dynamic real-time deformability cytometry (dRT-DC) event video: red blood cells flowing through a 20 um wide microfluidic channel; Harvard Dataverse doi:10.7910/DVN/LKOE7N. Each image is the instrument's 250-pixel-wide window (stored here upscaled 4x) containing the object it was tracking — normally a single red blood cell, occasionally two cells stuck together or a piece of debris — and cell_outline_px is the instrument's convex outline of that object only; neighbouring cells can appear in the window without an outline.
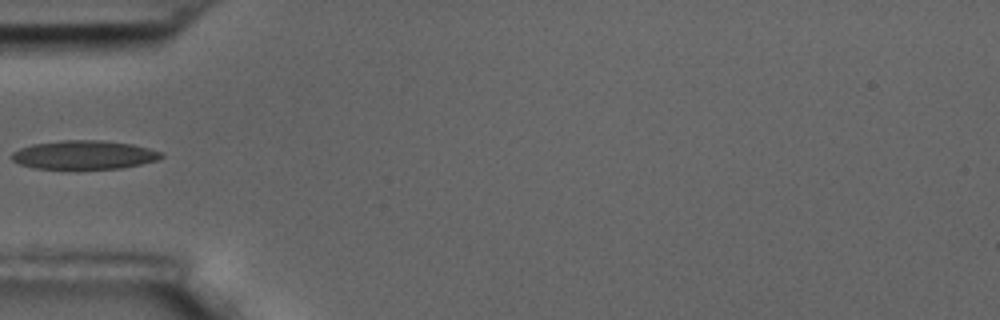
{"species": "common noctule bat (a hibernating species)", "species_latin": "Nyctalus noctula", "temperature_condition": "room temperature", "stored_images_in_passage": 39, "camera_frame_rate_fps": 3000, "um_per_image_px": 0.085, "animal": {"sex": "male", "body_mass_g": 17.5, "forearm_length_mm": 52.3}, "frame": {"image": 1, "passage_image": 1, "time_ms": 0.0, "image_size_px": [1000, 320], "cell_outline_px": [[164, 156], [156, 160], [140, 164], [120, 168], [32, 168], [20, 164], [12, 160], [12, 152], [20, 148], [32, 144], [60, 140], [100, 140], [132, 144], [164, 152]], "centroid_in_image_um": [7.14, 13.15], "position_along_channel_um": 77.9, "area_um2": 24.85}}
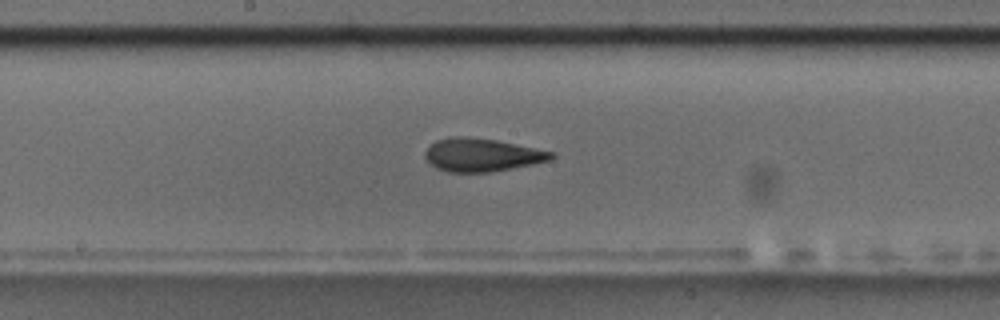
{"frame": {"image": 2, "passage_image": 12, "time_ms": 3.667, "image_size_px": [1000, 320], "cell_outline_px": [[556, 156], [552, 160], [532, 164], [488, 172], [448, 172], [436, 168], [424, 156], [424, 152], [436, 140], [452, 136], [464, 136], [496, 140], [556, 152]], "centroid_in_image_um": [40.98, 13.16], "position_along_channel_um": 207.2, "area_um2": 24.28}}
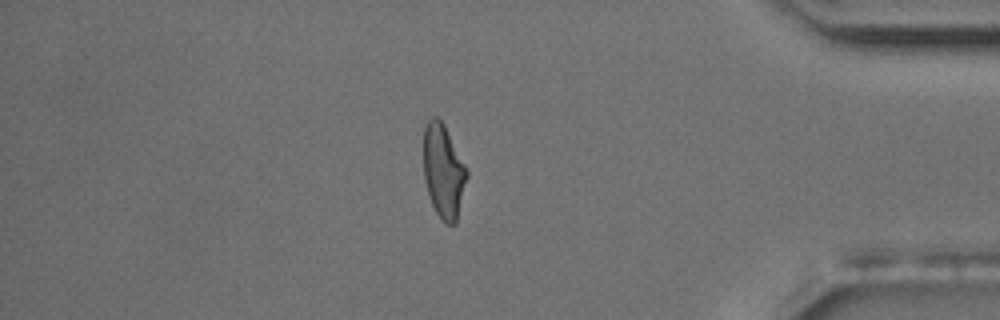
{"frame": {"image": 3, "passage_image": 31, "time_ms": 10.0, "image_size_px": [1000, 320], "cell_outline_px": [[468, 176], [456, 224], [448, 224], [436, 212], [432, 204], [424, 180], [424, 124], [432, 116], [436, 116], [444, 124], [468, 172]], "centroid_in_image_um": [37.69, 14.53], "position_along_channel_um": 397.5, "area_um2": 23.41}}